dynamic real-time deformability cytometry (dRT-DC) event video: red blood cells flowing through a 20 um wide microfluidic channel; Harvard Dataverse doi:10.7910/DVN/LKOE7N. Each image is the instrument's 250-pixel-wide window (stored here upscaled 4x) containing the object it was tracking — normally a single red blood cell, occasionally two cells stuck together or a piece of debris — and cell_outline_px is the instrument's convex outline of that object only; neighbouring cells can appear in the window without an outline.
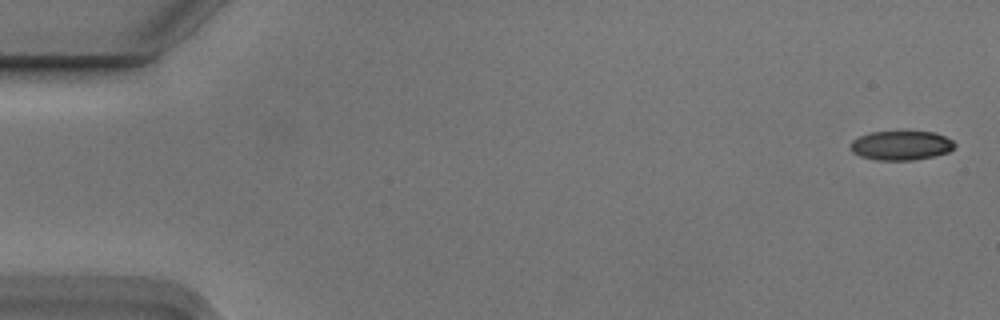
{"species": "Egyptian fruit bat (a non-hibernating species)", "species_latin": "Rousettus aegyptiacus", "temperature_condition": "cold", "stored_images_in_passage": 6, "camera_frame_rate_fps": 3000, "um_per_image_px": 0.085, "animal": {"sex": "male"}, "frame": {"image": 1, "passage_image": 1, "time_ms": 0.0, "image_size_px": [1000, 320], "cell_outline_px": [[956, 144], [948, 152], [932, 156], [912, 160], [876, 160], [860, 156], [852, 152], [852, 140], [860, 136], [872, 132], [936, 132], [952, 140]], "centroid_in_image_um": [76.6, 12.36], "position_along_channel_um": 8.4, "area_um2": 17.51}}